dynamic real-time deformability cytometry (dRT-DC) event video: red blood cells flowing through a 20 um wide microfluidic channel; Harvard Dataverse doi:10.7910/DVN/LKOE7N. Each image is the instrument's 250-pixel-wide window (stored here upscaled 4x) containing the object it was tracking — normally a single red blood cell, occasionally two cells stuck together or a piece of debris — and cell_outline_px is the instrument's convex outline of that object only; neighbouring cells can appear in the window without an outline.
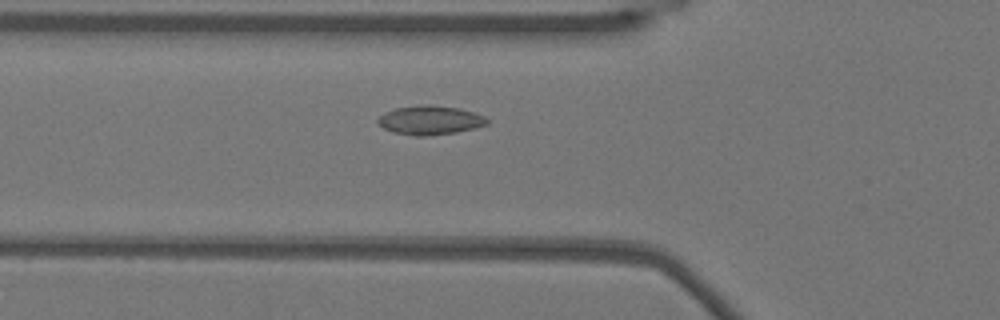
{"species": "Egyptian fruit bat (a non-hibernating species)", "species_latin": "Rousettus aegyptiacus", "temperature_condition": "warm", "stored_images_in_passage": 29, "camera_frame_rate_fps": 3000, "um_per_image_px": 0.085, "animal": {"sex": "female"}, "frame": {"image": 1, "passage_image": 5, "time_ms": 1.333, "image_size_px": [1000, 320], "cell_outline_px": [[488, 124], [476, 128], [456, 132], [424, 136], [416, 136], [392, 132], [384, 128], [376, 120], [384, 112], [396, 108], [428, 104], [432, 104], [460, 108], [484, 116], [488, 120]], "centroid_in_image_um": [36.56, 10.21], "position_along_channel_um": 89.2, "area_um2": 18.44}}
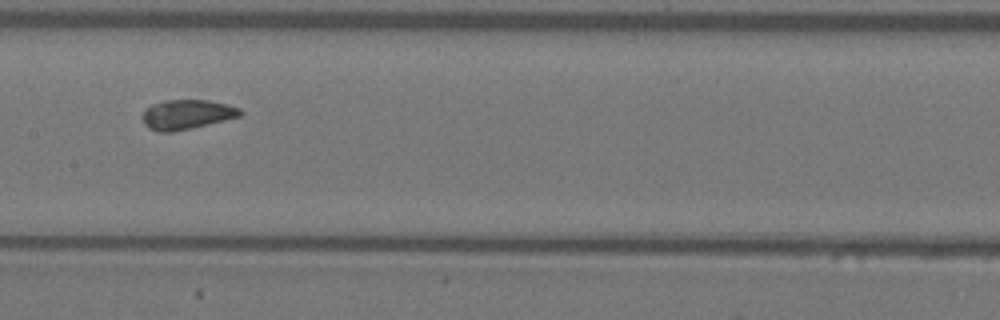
{"frame": {"image": 2, "passage_image": 13, "time_ms": 4.0, "image_size_px": [1000, 320], "cell_outline_px": [[244, 112], [240, 116], [192, 128], [172, 132], [160, 132], [148, 128], [144, 124], [144, 112], [152, 104], [164, 100], [208, 100], [228, 104], [240, 108]], "centroid_in_image_um": [15.91, 9.72], "position_along_channel_um": 191.5, "area_um2": 16.76}}
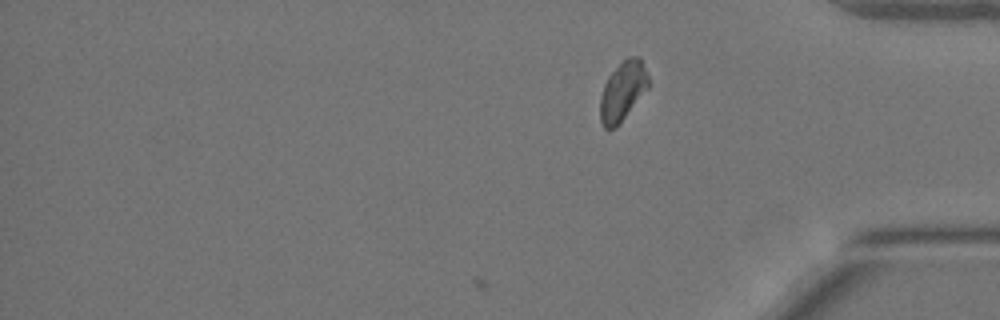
{"frame": {"image": 3, "passage_image": 29, "time_ms": 9.333, "image_size_px": [1000, 320], "cell_outline_px": [[648, 88], [616, 128], [604, 128], [600, 120], [600, 96], [604, 84], [608, 76], [628, 56], [636, 56], [640, 60], [648, 76]], "centroid_in_image_um": [52.9, 7.77], "position_along_channel_um": 382.3, "area_um2": 16.36}, "authors_computed_cell_mechanics": {"area_um2": 16.762, "velocity_mm_per_s": 3.7963, "shape_relaxation_time_tau1_ms": 7.2646, "shape_relaxation_time_tau2_ms": 1.1426, "deformation_change_tau1": 0.1121, "deformation_change_tau2": 0.0658}}